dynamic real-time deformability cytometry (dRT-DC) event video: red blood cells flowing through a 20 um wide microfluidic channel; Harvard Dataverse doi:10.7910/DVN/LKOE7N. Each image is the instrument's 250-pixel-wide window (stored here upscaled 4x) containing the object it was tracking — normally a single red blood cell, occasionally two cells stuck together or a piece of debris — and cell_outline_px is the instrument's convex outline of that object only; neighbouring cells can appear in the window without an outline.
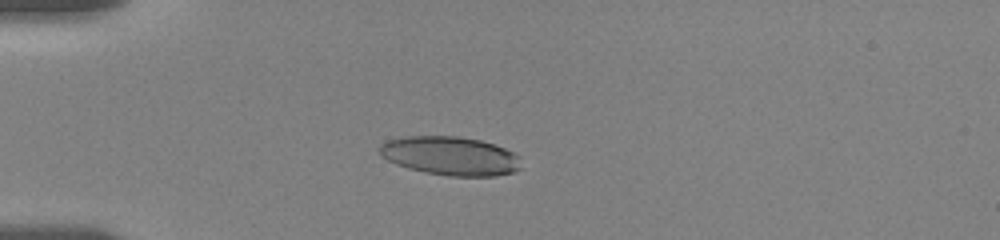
{"species": "human", "species_latin": "Homo sapiens", "temperature_condition": "room temperature", "stored_images_in_passage": 27, "camera_frame_rate_fps": 3000, "um_per_image_px": 0.085, "donor": {"sex": "female"}, "frame": {"image": 1, "passage_image": 4, "time_ms": 2.667, "image_size_px": [1000, 240], "cell_outline_px": [[520, 168], [516, 172], [496, 176], [448, 176], [424, 172], [408, 168], [396, 164], [380, 156], [380, 144], [388, 140], [404, 136], [456, 136], [480, 140], [504, 148], [520, 156]], "centroid_in_image_um": [38.28, 13.26], "position_along_channel_um": 46.7, "area_um2": 32.08}}
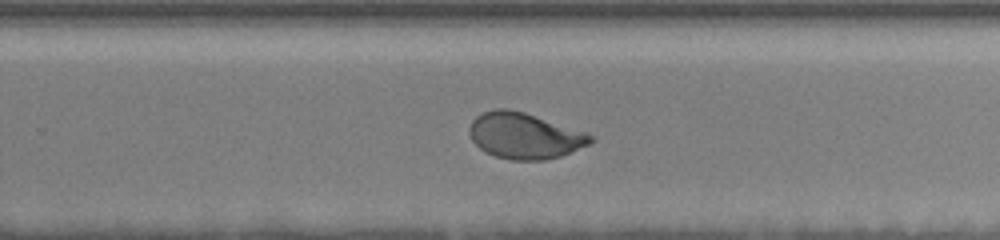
{"frame": {"image": 2, "passage_image": 16, "time_ms": 10.0, "image_size_px": [1000, 240], "cell_outline_px": [[596, 140], [588, 144], [560, 156], [544, 160], [512, 160], [496, 156], [480, 148], [472, 140], [468, 132], [468, 128], [472, 120], [476, 116], [484, 112], [496, 108], [508, 108], [524, 112], [588, 132], [596, 136]], "centroid_in_image_um": [44.61, 11.52], "position_along_channel_um": 285.2, "area_um2": 32.54}}
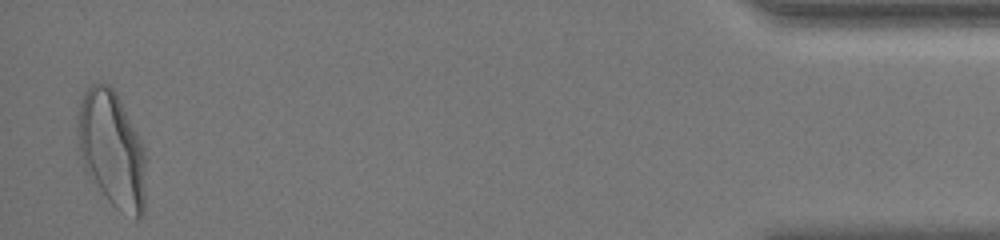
{"frame": {"image": 3, "passage_image": 26, "time_ms": 16.0, "image_size_px": [1000, 240], "cell_outline_px": [[144, 216], [140, 220], [136, 220], [116, 208], [108, 200], [84, 164], [80, 148], [80, 104], [88, 88], [92, 84], [108, 84], [116, 92], [144, 148]], "centroid_in_image_um": [9.57, 12.74], "position_along_channel_um": 425.6, "area_um2": 44.33}, "authors_computed_cell_mechanics": {"area_um2": 32.5414, "velocity_mm_per_s": 3.5846, "shape_relaxation_time_tau1_ms": 4.4343, "shape_relaxation_time_tau2_ms": 0.8307, "deformation_change_tau1": 0.1863, "deformation_change_tau2": 0.058}}